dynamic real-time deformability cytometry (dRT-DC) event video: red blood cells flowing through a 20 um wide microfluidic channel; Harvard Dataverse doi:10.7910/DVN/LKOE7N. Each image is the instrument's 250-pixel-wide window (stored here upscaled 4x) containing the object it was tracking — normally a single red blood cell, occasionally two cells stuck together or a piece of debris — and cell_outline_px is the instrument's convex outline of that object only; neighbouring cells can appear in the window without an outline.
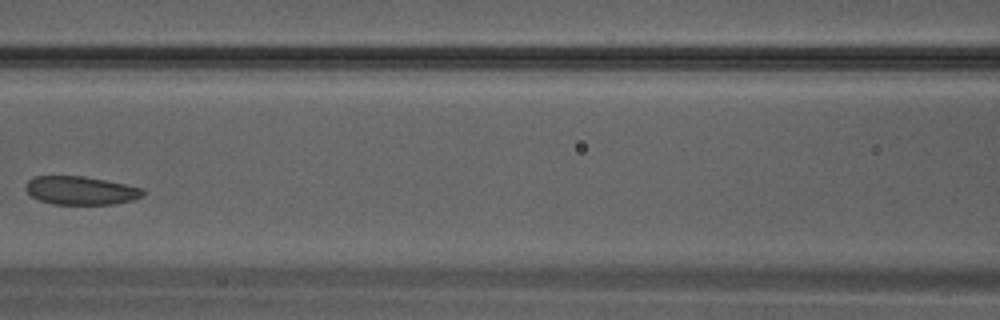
{"species": "Egyptian fruit bat (a non-hibernating species)", "species_latin": "Rousettus aegyptiacus", "temperature_condition": "warm", "stored_images_in_passage": 35, "camera_frame_rate_fps": 3000, "um_per_image_px": 0.085, "animal": {"sex": "male"}, "frame": {"image": 1, "passage_image": 16, "time_ms": 5.0, "image_size_px": [1000, 320], "cell_outline_px": [[144, 192], [140, 196], [132, 200], [112, 204], [52, 204], [40, 200], [32, 196], [24, 188], [28, 180], [36, 176], [84, 176], [144, 188]], "centroid_in_image_um": [6.84, 16.19], "position_along_channel_um": 159.8, "area_um2": 19.19}}
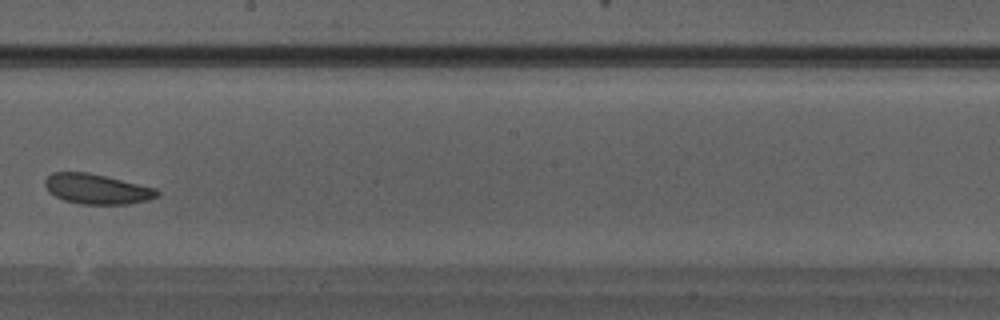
{"frame": {"image": 2, "passage_image": 20, "time_ms": 6.333, "image_size_px": [1000, 320], "cell_outline_px": [[160, 196], [148, 200], [128, 204], [80, 204], [64, 200], [48, 192], [44, 184], [44, 180], [52, 172], [88, 172], [156, 188], [160, 192]], "centroid_in_image_um": [8.23, 16.07], "position_along_channel_um": 240.0, "area_um2": 19.71}}